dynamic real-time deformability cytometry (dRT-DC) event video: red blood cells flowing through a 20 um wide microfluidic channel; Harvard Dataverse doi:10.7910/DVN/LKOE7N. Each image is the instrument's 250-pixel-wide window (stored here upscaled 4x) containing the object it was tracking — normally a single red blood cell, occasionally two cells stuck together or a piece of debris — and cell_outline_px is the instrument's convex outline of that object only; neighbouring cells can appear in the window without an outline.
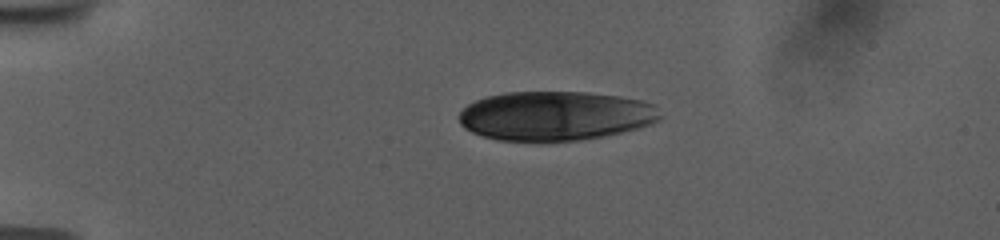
{"species": "human", "species_latin": "Homo sapiens", "temperature_condition": "room temperature", "stored_images_in_passage": 43, "camera_frame_rate_fps": 3000, "um_per_image_px": 0.085, "donor": {"sex": "female"}, "frame": {"image": 1, "passage_image": 1, "time_ms": 0.0, "image_size_px": [1000, 240], "cell_outline_px": [[664, 116], [660, 120], [652, 124], [604, 136], [580, 140], [548, 144], [540, 144], [496, 140], [472, 132], [464, 128], [460, 124], [460, 112], [468, 104], [476, 100], [488, 96], [508, 92], [588, 92], [620, 96], [644, 100], [656, 104]], "centroid_in_image_um": [47.24, 9.88], "position_along_channel_um": 37.8, "area_um2": 59.19}}
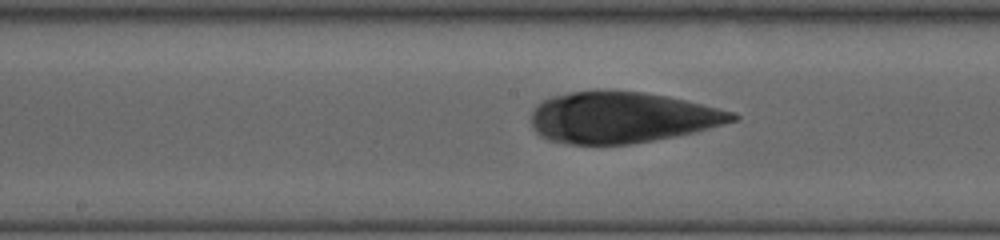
{"frame": {"image": 2, "passage_image": 18, "time_ms": 5.667, "image_size_px": [1000, 240], "cell_outline_px": [[740, 120], [696, 132], [676, 136], [628, 144], [568, 144], [548, 140], [540, 136], [532, 128], [532, 112], [536, 104], [552, 96], [572, 92], [644, 92], [668, 96], [736, 112], [740, 116]], "centroid_in_image_um": [52.9, 10.0], "position_along_channel_um": 195.3, "area_um2": 59.71}}
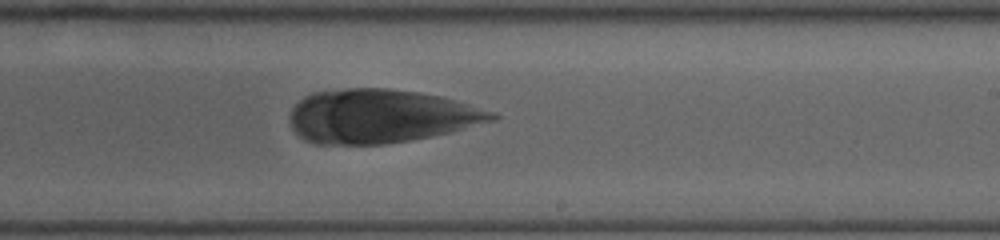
{"frame": {"image": 3, "passage_image": 23, "time_ms": 7.333, "image_size_px": [1000, 240], "cell_outline_px": [[500, 116], [496, 120], [432, 136], [384, 144], [316, 144], [304, 140], [292, 128], [288, 116], [292, 108], [304, 96], [312, 92], [348, 88], [388, 88], [420, 92], [440, 96], [496, 112]], "centroid_in_image_um": [32.32, 9.87], "position_along_channel_um": 256.7, "area_um2": 63.23}}